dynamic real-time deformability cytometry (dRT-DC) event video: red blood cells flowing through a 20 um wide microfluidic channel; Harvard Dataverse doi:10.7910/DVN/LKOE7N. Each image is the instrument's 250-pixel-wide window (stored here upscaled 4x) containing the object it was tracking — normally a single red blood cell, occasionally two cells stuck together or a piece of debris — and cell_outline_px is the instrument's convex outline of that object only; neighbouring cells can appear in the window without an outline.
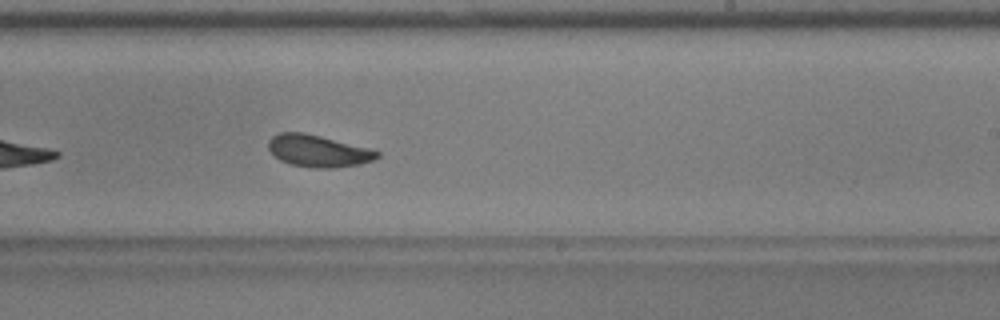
{"species": "common noctule bat (a hibernating species)", "species_latin": "Nyctalus noctula", "temperature_condition": "warm", "stored_images_in_passage": 30, "camera_frame_rate_fps": 3000, "um_per_image_px": 0.085, "animal": {"sex": "male", "body_mass_g": 17.9, "forearm_length_mm": 54.2}, "frame": {"image": 1, "passage_image": 18, "time_ms": 5.667, "image_size_px": [1000, 320], "cell_outline_px": [[380, 156], [372, 160], [360, 164], [336, 168], [312, 168], [288, 164], [280, 160], [268, 148], [268, 140], [272, 136], [280, 132], [304, 132], [368, 148], [380, 152]], "centroid_in_image_um": [27.02, 12.84], "position_along_channel_um": 262.0, "area_um2": 20.23}}
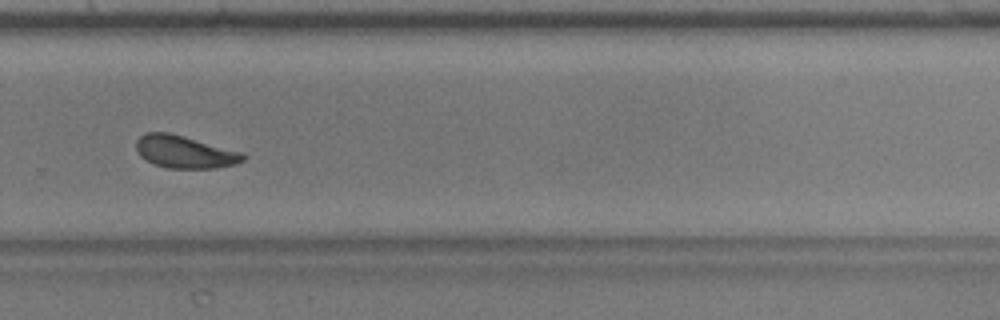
{"frame": {"image": 2, "passage_image": 22, "time_ms": 7.0, "image_size_px": [1000, 320], "cell_outline_px": [[244, 160], [236, 164], [216, 168], [168, 168], [156, 164], [140, 156], [136, 148], [136, 140], [140, 136], [148, 132], [168, 132], [184, 136], [244, 152]], "centroid_in_image_um": [15.72, 12.9], "position_along_channel_um": 314.1, "area_um2": 20.17}, "authors_computed_cell_mechanics": {"area_um2": 20.2589, "velocity_mm_per_s": 3.9181, "shape_relaxation_time_tau1_ms": 6.5985, "shape_relaxation_time_tau2_ms": 1.4202, "deformation_change_tau1": 0.181, "deformation_change_tau2": 0.0667}}